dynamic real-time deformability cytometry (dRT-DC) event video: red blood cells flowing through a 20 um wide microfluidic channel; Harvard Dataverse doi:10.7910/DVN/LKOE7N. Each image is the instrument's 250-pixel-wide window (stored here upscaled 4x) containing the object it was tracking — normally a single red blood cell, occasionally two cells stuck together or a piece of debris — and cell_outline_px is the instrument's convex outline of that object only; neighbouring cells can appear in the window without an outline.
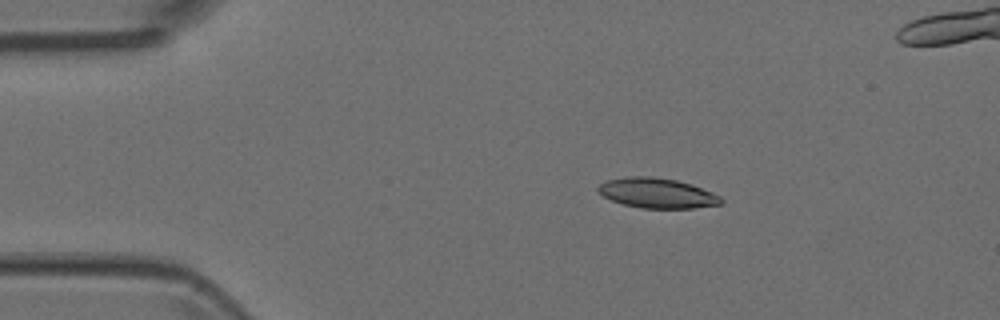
{"species": "Egyptian fruit bat (a non-hibernating species)", "species_latin": "Rousettus aegyptiacus", "temperature_condition": "room temperature", "stored_images_in_passage": 5, "camera_frame_rate_fps": 3000, "um_per_image_px": 0.085, "animal": {"sex": "female"}, "frame": {"image": 1, "passage_image": 2, "time_ms": 0.333, "image_size_px": [1000, 320], "cell_outline_px": [[724, 204], [696, 208], [640, 208], [624, 204], [612, 200], [604, 196], [596, 188], [600, 184], [608, 180], [624, 176], [652, 176], [676, 180], [692, 184], [712, 192], [720, 196], [724, 200]], "centroid_in_image_um": [55.9, 16.41], "position_along_channel_um": 29.1, "area_um2": 21.62}}